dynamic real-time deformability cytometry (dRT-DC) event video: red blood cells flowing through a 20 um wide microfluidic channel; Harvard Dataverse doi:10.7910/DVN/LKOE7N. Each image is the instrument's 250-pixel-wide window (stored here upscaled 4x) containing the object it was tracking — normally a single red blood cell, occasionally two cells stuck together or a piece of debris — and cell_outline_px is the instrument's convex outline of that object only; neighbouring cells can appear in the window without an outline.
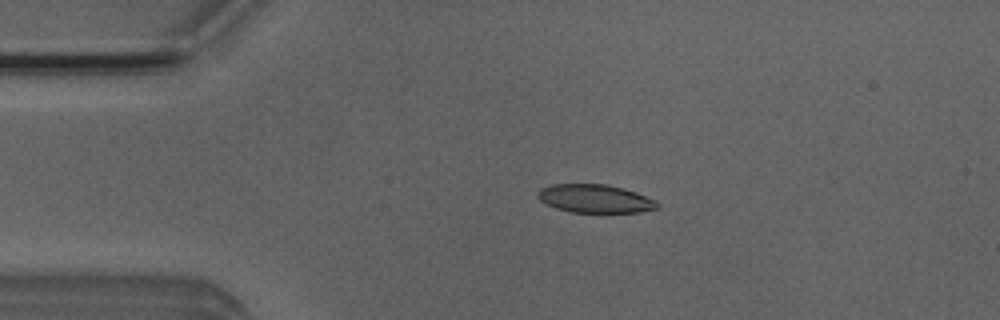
{"species": "Egyptian fruit bat (a non-hibernating species)", "species_latin": "Rousettus aegyptiacus", "temperature_condition": "room temperature", "stored_images_in_passage": 4, "camera_frame_rate_fps": 3000, "um_per_image_px": 0.085, "animal": {"sex": "male"}, "frame": {"image": 1, "passage_image": 3, "time_ms": 2.333, "image_size_px": [1000, 320], "cell_outline_px": [[660, 208], [640, 212], [572, 212], [556, 208], [540, 200], [536, 196], [536, 192], [540, 188], [552, 184], [604, 184], [636, 192], [656, 200], [660, 204]], "centroid_in_image_um": [50.58, 16.88], "position_along_channel_um": 34.4, "area_um2": 19.71}}